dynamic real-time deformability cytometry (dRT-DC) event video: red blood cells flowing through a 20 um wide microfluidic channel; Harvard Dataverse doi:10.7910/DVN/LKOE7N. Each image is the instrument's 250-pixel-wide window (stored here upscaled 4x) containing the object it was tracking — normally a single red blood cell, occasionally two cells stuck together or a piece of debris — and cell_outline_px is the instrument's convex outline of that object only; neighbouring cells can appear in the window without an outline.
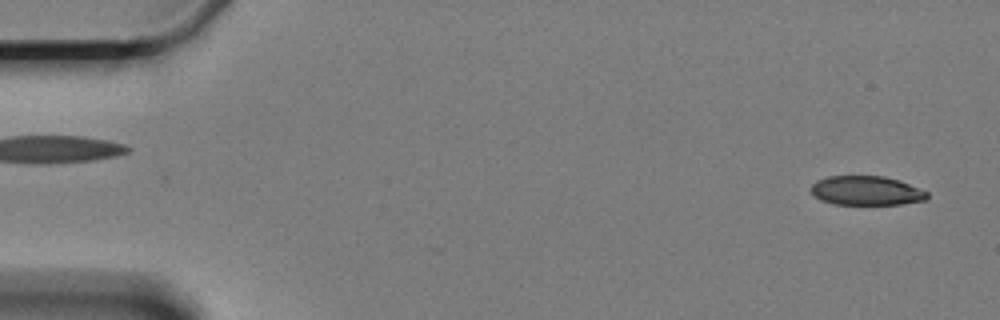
{"species": "Egyptian fruit bat (a non-hibernating species)", "species_latin": "Rousettus aegyptiacus", "temperature_condition": "cold", "stored_images_in_passage": 59, "camera_frame_rate_fps": 3000, "um_per_image_px": 0.085, "animal": {"sex": "female"}, "frame": {"image": 1, "passage_image": 2, "time_ms": 0.333, "image_size_px": [1000, 320], "cell_outline_px": [[928, 196], [924, 200], [900, 204], [836, 204], [820, 200], [812, 192], [812, 184], [816, 180], [828, 176], [884, 176], [900, 180], [928, 192]], "centroid_in_image_um": [73.64, 16.19], "position_along_channel_um": 11.4, "area_um2": 19.65}}
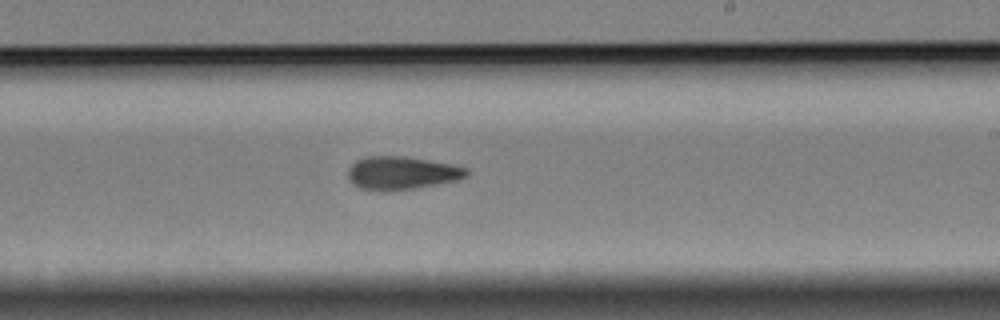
{"frame": {"image": 2, "passage_image": 35, "time_ms": 11.333, "image_size_px": [1000, 320], "cell_outline_px": [[468, 176], [460, 180], [416, 188], [384, 192], [380, 192], [360, 188], [352, 184], [348, 176], [348, 168], [356, 160], [368, 156], [400, 156], [428, 160], [452, 164], [468, 168]], "centroid_in_image_um": [34.15, 14.72], "position_along_channel_um": 254.9, "area_um2": 23.18}}
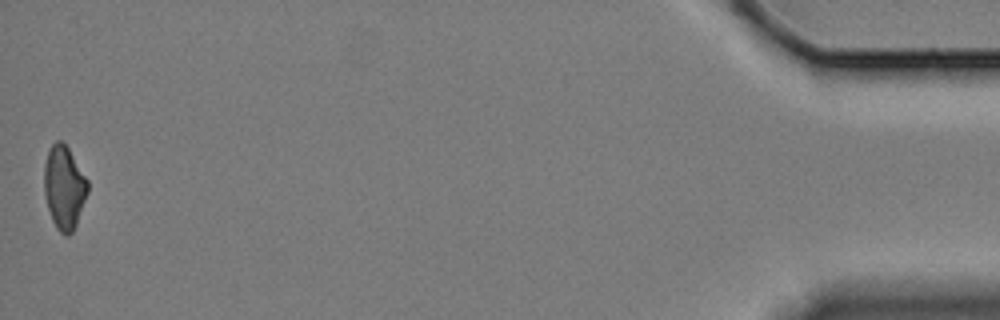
{"frame": {"image": 3, "passage_image": 59, "time_ms": 19.333, "image_size_px": [1000, 320], "cell_outline_px": [[88, 192], [76, 224], [72, 232], [68, 236], [64, 236], [56, 228], [52, 220], [48, 208], [44, 192], [44, 164], [48, 148], [56, 140], [60, 140], [68, 148], [88, 180]], "centroid_in_image_um": [5.44, 15.93], "position_along_channel_um": 429.8, "area_um2": 21.15}, "authors_computed_cell_mechanics": {"area_um2": 22.3686, "velocity_mm_per_s": 3.3157, "shape_relaxation_time_tau1_ms": 6.8652, "shape_relaxation_time_tau2_ms": 5.5703, "deformation_change_tau1": 0.1458, "deformation_change_tau2": 0.1305}}